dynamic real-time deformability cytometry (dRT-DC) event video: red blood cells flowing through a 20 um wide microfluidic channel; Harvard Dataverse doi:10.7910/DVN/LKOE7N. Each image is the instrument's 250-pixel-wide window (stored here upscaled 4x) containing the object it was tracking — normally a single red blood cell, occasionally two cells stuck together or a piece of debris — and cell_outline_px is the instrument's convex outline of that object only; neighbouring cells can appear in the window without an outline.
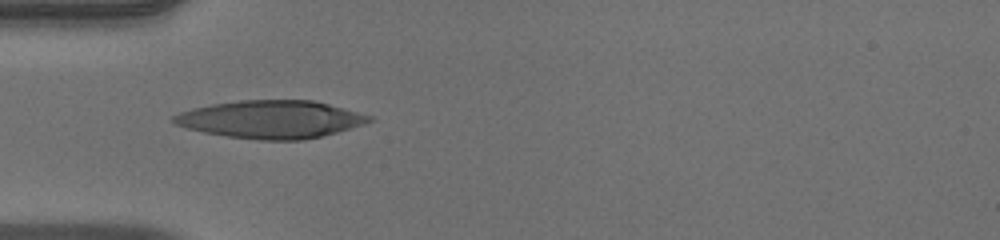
{"species": "human", "species_latin": "Homo sapiens", "temperature_condition": "warm", "stored_images_in_passage": 36, "camera_frame_rate_fps": 3000, "um_per_image_px": 0.085, "donor": {"sex": "male"}, "frame": {"image": 1, "passage_image": 1, "time_ms": 0.0, "image_size_px": [1000, 240], "cell_outline_px": [[372, 120], [364, 124], [336, 132], [304, 140], [260, 140], [228, 136], [204, 132], [188, 128], [176, 124], [172, 120], [172, 116], [180, 112], [192, 108], [212, 104], [240, 100], [312, 100], [328, 104], [372, 116]], "centroid_in_image_um": [23.01, 10.14], "position_along_channel_um": 62.0, "area_um2": 42.66}}
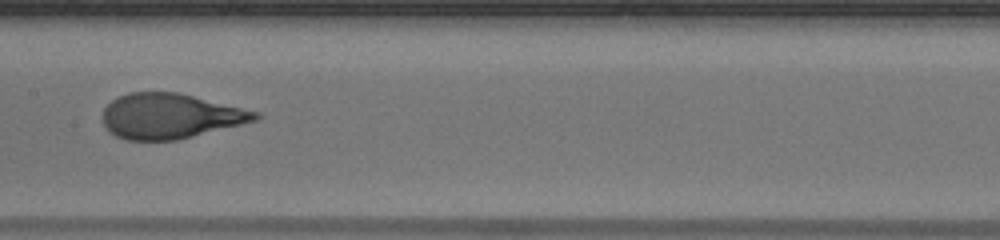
{"frame": {"image": 2, "passage_image": 11, "time_ms": 3.333, "image_size_px": [1000, 240], "cell_outline_px": [[264, 116], [260, 120], [176, 140], [124, 140], [108, 132], [104, 124], [104, 108], [112, 100], [128, 92], [176, 92], [260, 112]], "centroid_in_image_um": [14.5, 9.87], "position_along_channel_um": 192.9, "area_um2": 40.11}}
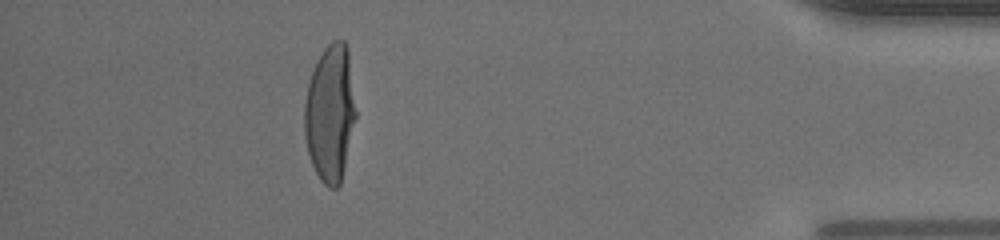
{"frame": {"image": 3, "passage_image": 31, "time_ms": 10.0, "image_size_px": [1000, 240], "cell_outline_px": [[356, 116], [344, 168], [340, 184], [336, 188], [328, 188], [320, 180], [312, 164], [308, 152], [304, 136], [304, 100], [308, 84], [316, 60], [324, 48], [332, 40], [344, 40], [348, 48], [356, 112]], "centroid_in_image_um": [28.05, 9.6], "position_along_channel_um": 407.2, "area_um2": 41.1}, "authors_computed_cell_mechanics": {"area_um2": 41.0958, "velocity_mm_per_s": 3.9675, "shape_relaxation_time_tau1_ms": 6.1966, "shape_relaxation_time_tau2_ms": null, "deformation_change_tau1": 0.3016, "deformation_change_tau2": null}}